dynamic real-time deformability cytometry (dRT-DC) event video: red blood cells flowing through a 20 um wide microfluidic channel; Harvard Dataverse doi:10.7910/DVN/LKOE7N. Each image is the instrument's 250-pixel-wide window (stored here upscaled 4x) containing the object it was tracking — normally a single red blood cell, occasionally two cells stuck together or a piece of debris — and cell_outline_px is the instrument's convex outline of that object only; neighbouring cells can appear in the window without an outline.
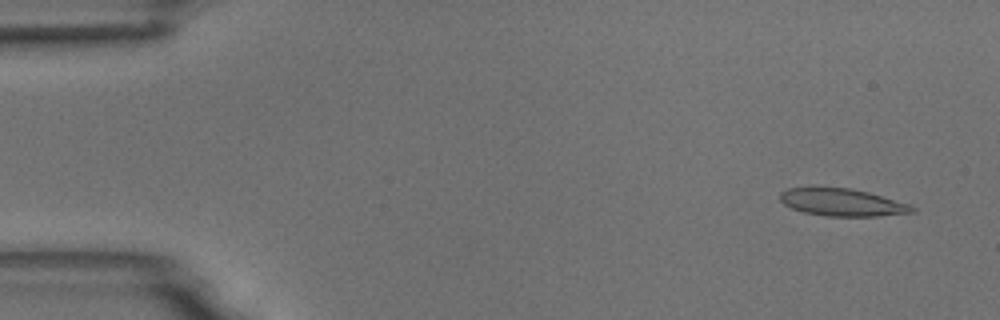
{"species": "common noctule bat (a hibernating species)", "species_latin": "Nyctalus noctula", "temperature_condition": "room temperature", "stored_images_in_passage": 7, "camera_frame_rate_fps": 3000, "um_per_image_px": 0.085, "animal": {"sex": "male", "body_mass_g": 18.8}, "frame": {"image": 1, "passage_image": 1, "time_ms": 0.0, "image_size_px": [1000, 320], "cell_outline_px": [[916, 212], [876, 216], [828, 216], [804, 212], [792, 208], [784, 204], [780, 200], [780, 192], [788, 188], [852, 188], [868, 192], [912, 204], [916, 208]], "centroid_in_image_um": [71.64, 17.2], "position_along_channel_um": 13.4, "area_um2": 21.04}}
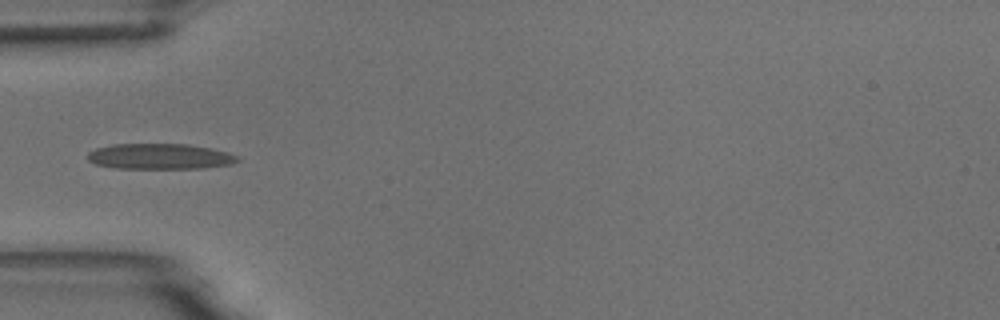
{"frame": {"image": 2, "passage_image": 5, "time_ms": 4.667, "image_size_px": [1000, 320], "cell_outline_px": [[240, 160], [232, 164], [200, 168], [116, 168], [96, 164], [88, 160], [88, 152], [96, 148], [112, 144], [188, 144], [212, 148], [228, 152], [236, 156]], "centroid_in_image_um": [13.59, 13.29], "position_along_channel_um": 71.4, "area_um2": 22.31}}